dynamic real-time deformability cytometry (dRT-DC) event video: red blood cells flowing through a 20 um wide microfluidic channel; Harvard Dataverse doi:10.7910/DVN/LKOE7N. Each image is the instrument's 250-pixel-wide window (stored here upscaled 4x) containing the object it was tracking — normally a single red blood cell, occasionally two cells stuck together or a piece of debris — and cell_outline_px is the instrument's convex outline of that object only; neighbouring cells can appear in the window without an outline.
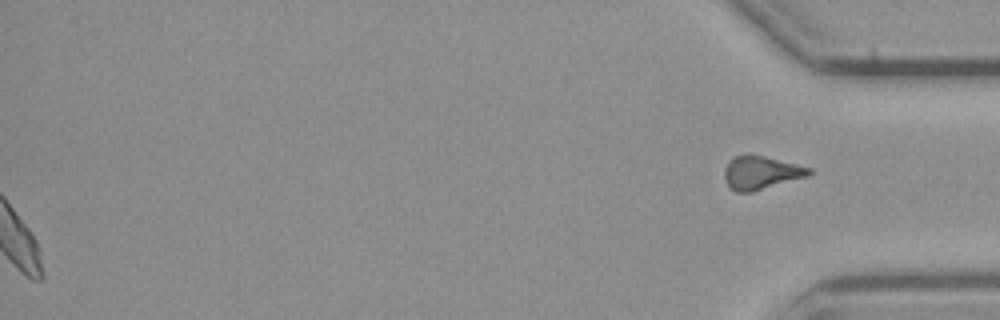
{"species": "common noctule bat (a hibernating species)", "species_latin": "Nyctalus noctula", "temperature_condition": "cold", "stored_images_in_passage": 57, "segment_of_instrument_passage": [2, 2], "camera_frame_rate_fps": 3000, "um_per_image_px": 0.085, "animal": {"sex": "male", "body_mass_g": 23.1, "forearm_length_mm": 52.7}, "frame": {"image": 1, "passage_image": 57, "time_ms": 18.667, "image_size_px": [1000, 320], "cell_outline_px": [[812, 172], [808, 176], [752, 192], [736, 192], [728, 184], [724, 176], [724, 168], [736, 156], [748, 152], [812, 168]], "centroid_in_image_um": [64.69, 14.66], "position_along_channel_um": 370.5, "area_um2": 16.36}}